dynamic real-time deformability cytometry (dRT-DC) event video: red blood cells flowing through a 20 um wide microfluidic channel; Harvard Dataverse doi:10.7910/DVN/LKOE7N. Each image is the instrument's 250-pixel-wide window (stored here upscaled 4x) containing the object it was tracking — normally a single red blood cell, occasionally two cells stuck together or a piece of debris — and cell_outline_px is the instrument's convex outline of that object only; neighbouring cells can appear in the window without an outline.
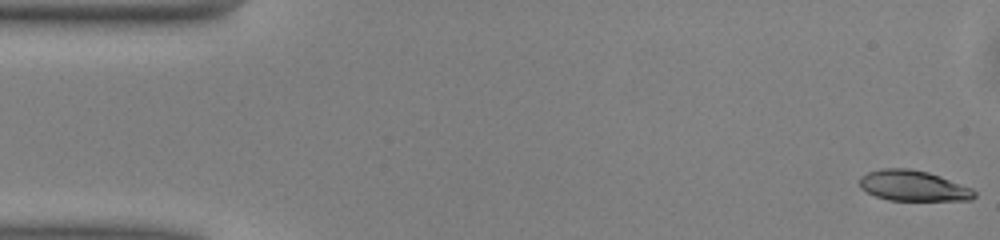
{"species": "common noctule bat (a hibernating species)", "species_latin": "Nyctalus noctula", "temperature_condition": "warm", "stored_images_in_passage": 50, "camera_frame_rate_fps": 3000, "um_per_image_px": 0.085, "animal": {"sex": "male", "body_mass_g": 13.0, "forearm_length_mm": 53.1}, "frame": {"image": 1, "passage_image": 1, "time_ms": 0.0, "image_size_px": [1000, 240], "cell_outline_px": [[976, 196], [972, 200], [888, 200], [876, 196], [860, 188], [860, 176], [868, 172], [880, 168], [908, 168], [928, 172], [940, 176], [972, 188], [976, 192]], "centroid_in_image_um": [77.62, 15.78], "position_along_channel_um": 7.4, "area_um2": 20.46}}
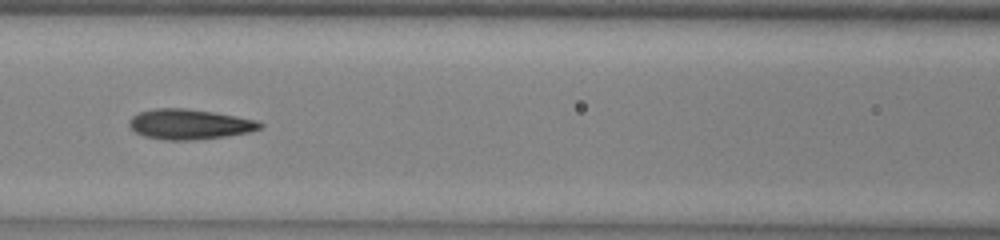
{"frame": {"image": 2, "passage_image": 21, "time_ms": 6.667, "image_size_px": [1000, 240], "cell_outline_px": [[264, 124], [260, 128], [248, 132], [224, 136], [192, 140], [164, 140], [144, 136], [136, 132], [128, 124], [128, 120], [132, 116], [140, 112], [156, 108], [184, 108], [212, 112], [260, 120]], "centroid_in_image_um": [16.1, 10.56], "position_along_channel_um": 150.5, "area_um2": 22.89}}
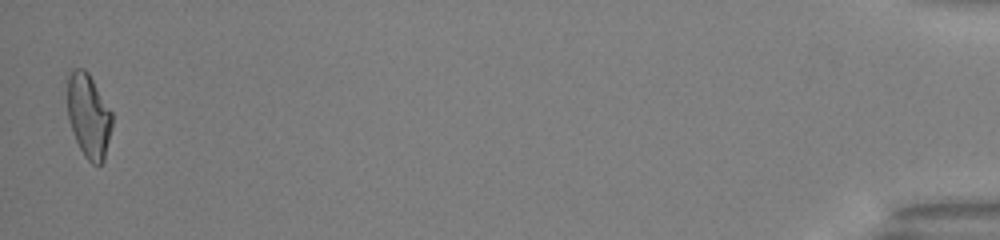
{"frame": {"image": 3, "passage_image": 49, "time_ms": 16.0, "image_size_px": [1000, 240], "cell_outline_px": [[112, 128], [104, 160], [100, 164], [92, 164], [84, 156], [76, 140], [68, 116], [68, 76], [72, 68], [84, 68], [88, 72], [112, 112]], "centroid_in_image_um": [7.55, 9.84], "position_along_channel_um": 427.7, "area_um2": 21.73}, "authors_computed_cell_mechanics": {"area_um2": 21.9062, "velocity_mm_per_s": 4.0776, "shape_relaxation_time_tau1_ms": 6.2891, "shape_relaxation_time_tau2_ms": 2.1259, "deformation_change_tau1": 0.1879, "deformation_change_tau2": 0.0949}}